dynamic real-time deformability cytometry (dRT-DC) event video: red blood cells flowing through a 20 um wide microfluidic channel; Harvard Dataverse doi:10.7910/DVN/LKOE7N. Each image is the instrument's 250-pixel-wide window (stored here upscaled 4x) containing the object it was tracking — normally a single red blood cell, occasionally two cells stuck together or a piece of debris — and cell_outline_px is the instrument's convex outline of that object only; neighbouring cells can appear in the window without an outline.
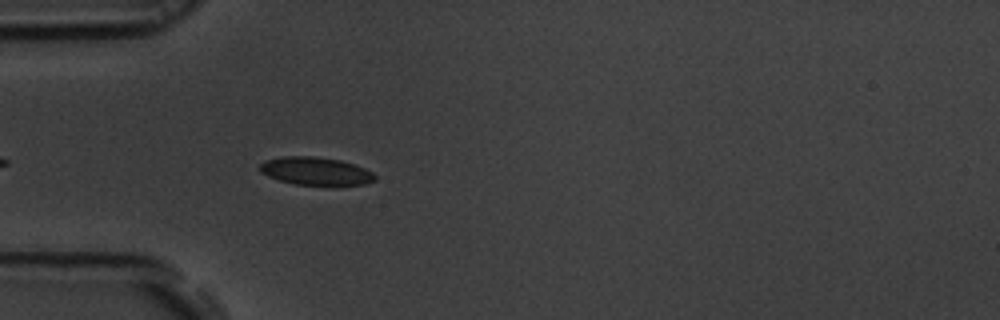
{"species": "common noctule bat (a hibernating species)", "species_latin": "Nyctalus noctula", "temperature_condition": "room temperature", "stored_images_in_passage": 17, "camera_frame_rate_fps": 3000, "um_per_image_px": 0.085, "animal": {"sex": "male", "body_mass_g": 19.5, "forearm_length_mm": 54.6}, "frame": {"image": 1, "passage_image": 4, "time_ms": 1.0, "image_size_px": [1000, 320], "cell_outline_px": [[376, 180], [364, 184], [296, 184], [280, 180], [268, 176], [260, 172], [260, 164], [264, 160], [280, 156], [312, 156], [340, 160], [364, 168], [372, 172], [376, 176]], "centroid_in_image_um": [26.79, 14.52], "position_along_channel_um": 58.2, "area_um2": 18.44}}
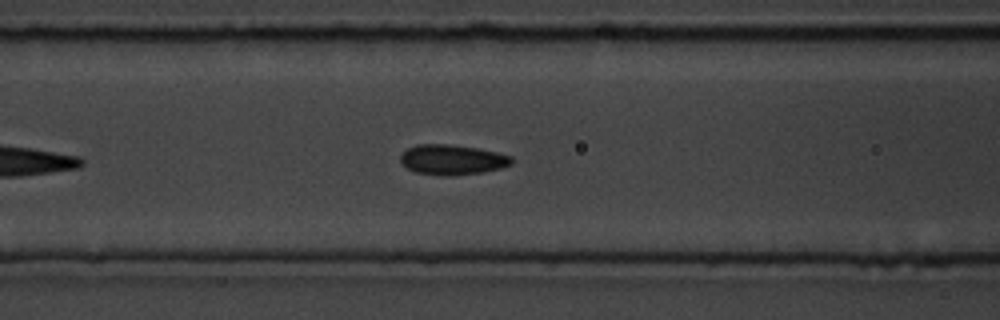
{"frame": {"image": 2, "passage_image": 10, "time_ms": 3.0, "image_size_px": [1000, 320], "cell_outline_px": [[512, 164], [500, 168], [480, 172], [448, 176], [416, 172], [408, 168], [400, 160], [400, 156], [408, 148], [416, 144], [448, 144], [476, 148], [496, 152], [512, 156]], "centroid_in_image_um": [38.44, 13.56], "position_along_channel_um": 128.2, "area_um2": 19.19}}
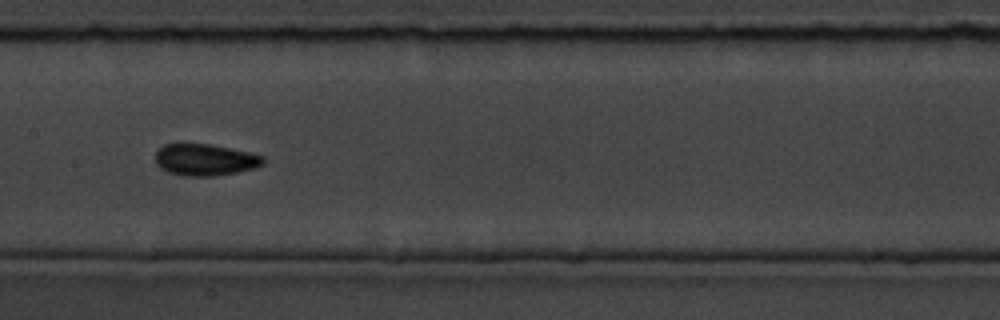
{"frame": {"image": 3, "passage_image": 15, "time_ms": 4.667, "image_size_px": [1000, 320], "cell_outline_px": [[264, 164], [256, 168], [236, 172], [212, 176], [184, 176], [168, 172], [160, 168], [156, 164], [156, 152], [164, 144], [176, 140], [180, 140], [208, 144], [232, 148], [264, 156]], "centroid_in_image_um": [17.38, 13.53], "position_along_channel_um": 190.0, "area_um2": 20.58}}